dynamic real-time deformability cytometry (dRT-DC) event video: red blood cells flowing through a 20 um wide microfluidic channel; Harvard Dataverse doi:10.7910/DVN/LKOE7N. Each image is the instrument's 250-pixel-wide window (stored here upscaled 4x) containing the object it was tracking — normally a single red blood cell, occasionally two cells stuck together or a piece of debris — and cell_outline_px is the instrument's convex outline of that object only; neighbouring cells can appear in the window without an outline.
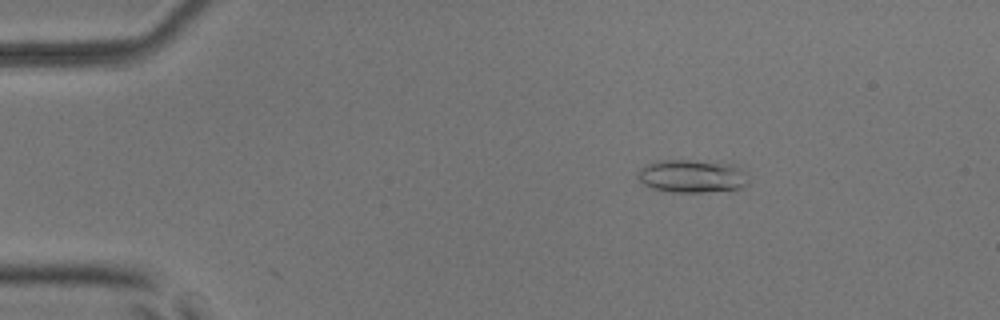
{"species": "common noctule bat (a hibernating species)", "species_latin": "Nyctalus noctula", "temperature_condition": "room temperature", "stored_images_in_passage": 3, "camera_frame_rate_fps": 3000, "um_per_image_px": 0.085, "animal": {"sex": "male", "body_mass_g": 17.9, "forearm_length_mm": 54.2}, "frame": {"image": 1, "passage_image": 1, "time_ms": 0.0, "image_size_px": [1000, 320], "cell_outline_px": [[748, 184], [736, 192], [672, 192], [652, 188], [644, 184], [640, 180], [640, 172], [644, 164], [656, 160], [716, 160], [736, 164]], "centroid_in_image_um": [58.89, 14.97], "position_along_channel_um": 26.1, "area_um2": 21.79}}